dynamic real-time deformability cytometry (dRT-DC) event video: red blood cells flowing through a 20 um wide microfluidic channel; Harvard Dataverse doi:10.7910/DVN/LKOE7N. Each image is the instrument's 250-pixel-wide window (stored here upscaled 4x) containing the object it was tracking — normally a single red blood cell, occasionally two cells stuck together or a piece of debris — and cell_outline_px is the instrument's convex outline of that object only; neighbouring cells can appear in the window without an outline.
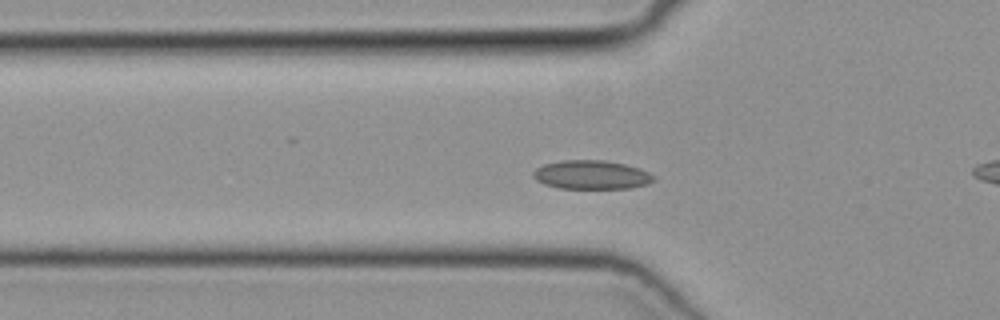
{"species": "common noctule bat (a hibernating species)", "species_latin": "Nyctalus noctula", "temperature_condition": "cold", "stored_images_in_passage": 48, "camera_frame_rate_fps": 3000, "um_per_image_px": 0.085, "animal": {"sex": "female", "body_mass_g": 19.3, "forearm_length_mm": 54.1}, "frame": {"image": 1, "passage_image": 14, "time_ms": 4.333, "image_size_px": [1000, 320], "cell_outline_px": [[656, 180], [648, 184], [632, 188], [556, 188], [544, 184], [536, 180], [532, 176], [532, 172], [536, 168], [544, 164], [560, 160], [604, 160], [624, 164], [640, 168], [656, 176]], "centroid_in_image_um": [50.28, 14.86], "position_along_channel_um": 75.5, "area_um2": 20.46}}
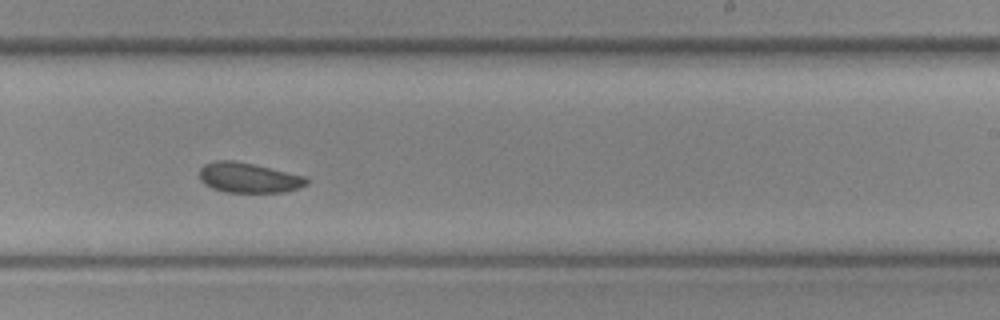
{"frame": {"image": 2, "passage_image": 28, "time_ms": 9.0, "image_size_px": [1000, 320], "cell_outline_px": [[308, 184], [284, 192], [224, 192], [212, 188], [204, 184], [200, 180], [200, 168], [204, 164], [216, 160], [232, 160], [252, 164], [304, 176], [308, 180]], "centroid_in_image_um": [21.08, 15.11], "position_along_channel_um": 267.9, "area_um2": 18.55}}
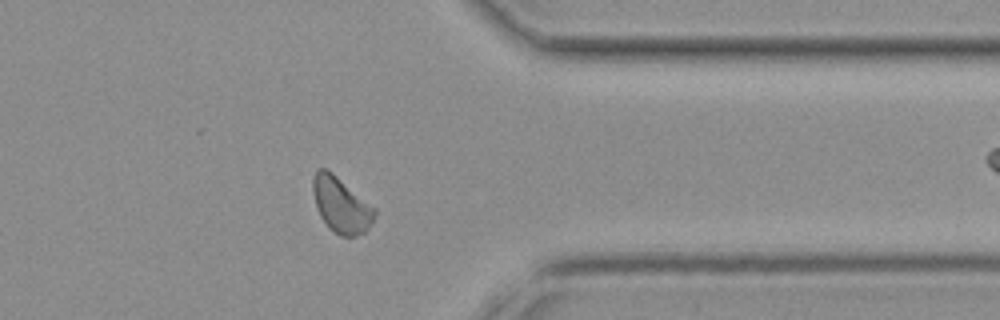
{"frame": {"image": 3, "passage_image": 37, "time_ms": 12.0, "image_size_px": [1000, 320], "cell_outline_px": [[376, 212], [372, 224], [364, 232], [356, 236], [340, 236], [328, 228], [320, 216], [312, 192], [312, 180], [316, 168], [324, 168], [332, 172], [376, 208]], "centroid_in_image_um": [28.98, 17.42], "position_along_channel_um": 382.4, "area_um2": 20.06}}